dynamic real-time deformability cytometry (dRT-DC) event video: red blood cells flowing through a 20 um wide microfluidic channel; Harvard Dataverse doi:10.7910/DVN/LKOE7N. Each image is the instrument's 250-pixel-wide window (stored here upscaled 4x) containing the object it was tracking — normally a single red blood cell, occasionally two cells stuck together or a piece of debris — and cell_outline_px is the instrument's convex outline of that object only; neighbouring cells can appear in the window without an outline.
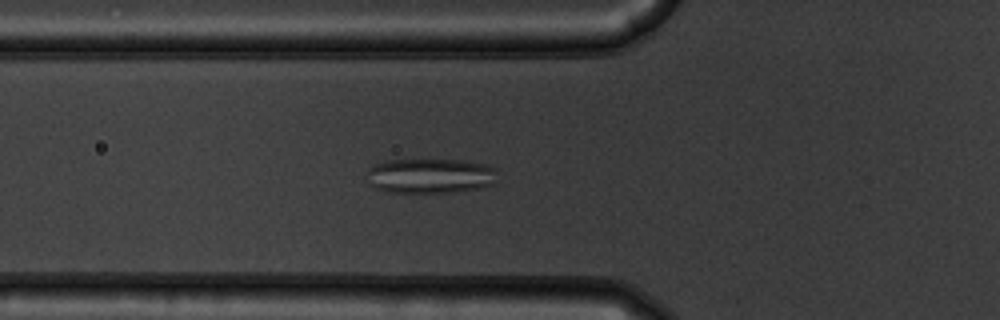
{"species": "common noctule bat (a hibernating species)", "species_latin": "Nyctalus noctula", "temperature_condition": "warm", "stored_images_in_passage": 47, "camera_frame_rate_fps": 3000, "um_per_image_px": 0.085, "animal": {"sex": "male", "body_mass_g": 19.5, "forearm_length_mm": 54.6}, "frame": {"image": 1, "passage_image": 19, "time_ms": 6.0, "image_size_px": [1000, 320], "cell_outline_px": [[496, 184], [480, 188], [456, 192], [388, 192], [376, 188], [372, 184], [364, 172], [368, 168], [376, 164], [388, 160], [464, 160], [484, 164], [496, 168]], "centroid_in_image_um": [36.6, 14.95], "position_along_channel_um": 89.2, "area_um2": 26.7}}
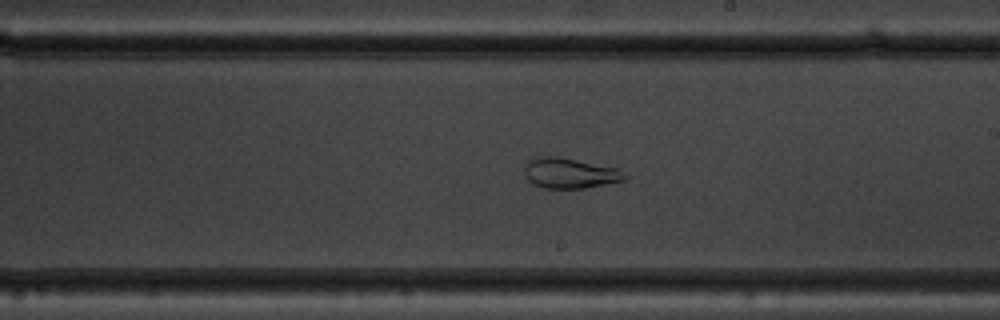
{"frame": {"image": 2, "passage_image": 31, "time_ms": 10.0, "image_size_px": [1000, 320], "cell_outline_px": [[628, 176], [624, 180], [584, 188], [544, 188], [532, 184], [524, 176], [524, 168], [528, 160], [536, 156], [556, 156], [620, 168]], "centroid_in_image_um": [48.41, 14.71], "position_along_channel_um": 240.6, "area_um2": 17.92}}
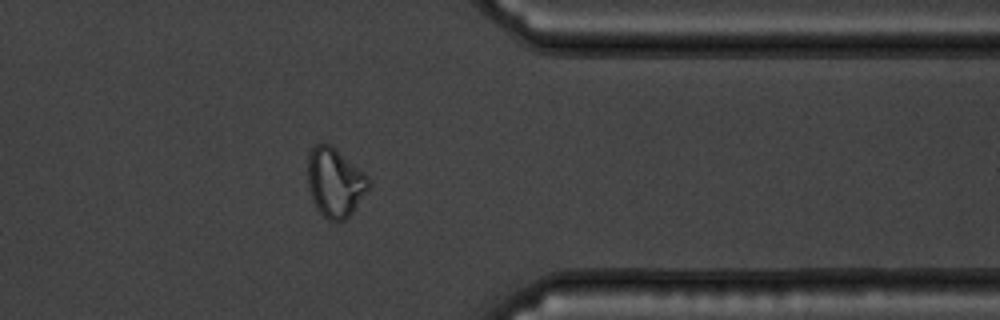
{"frame": {"image": 3, "passage_image": 43, "time_ms": 14.0, "image_size_px": [1000, 320], "cell_outline_px": [[372, 184], [352, 212], [344, 220], [328, 220], [316, 208], [312, 200], [308, 188], [308, 152], [316, 144], [332, 144], [364, 172], [368, 176]], "centroid_in_image_um": [28.47, 15.48], "position_along_channel_um": 382.9, "area_um2": 24.62}, "authors_computed_cell_mechanics": {"area_um2": 25.2008, "velocity_mm_per_s": 3.7827, "shape_relaxation_time_tau1_ms": null, "shape_relaxation_time_tau2_ms": 0.8347, "deformation_change_tau1": null, "deformation_change_tau2": 0.0722}}